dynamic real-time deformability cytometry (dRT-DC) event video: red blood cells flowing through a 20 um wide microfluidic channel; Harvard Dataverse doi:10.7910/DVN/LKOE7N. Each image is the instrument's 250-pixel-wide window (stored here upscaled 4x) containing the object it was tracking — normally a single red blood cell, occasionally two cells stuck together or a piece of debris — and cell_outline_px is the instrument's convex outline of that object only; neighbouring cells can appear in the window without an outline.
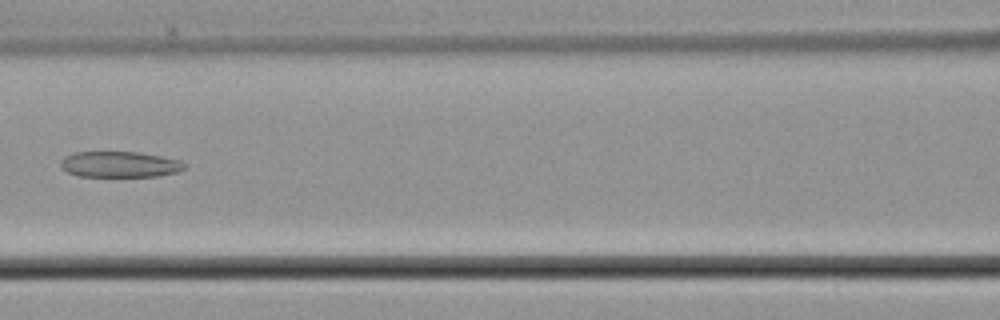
{"species": "common noctule bat (a hibernating species)", "species_latin": "Nyctalus noctula", "temperature_condition": "cold", "stored_images_in_passage": 6, "camera_frame_rate_fps": 3000, "um_per_image_px": 0.085, "animal": {"sex": "male", "body_mass_g": 21.5, "forearm_length_mm": 52.0}, "frame": {"image": 1, "passage_image": 5, "time_ms": 6.0, "image_size_px": [1000, 320], "cell_outline_px": [[188, 168], [176, 172], [156, 176], [80, 176], [68, 172], [60, 164], [64, 156], [76, 152], [140, 152], [180, 160]], "centroid_in_image_um": [10.2, 13.96], "position_along_channel_um": 156.4, "area_um2": 18.5}}
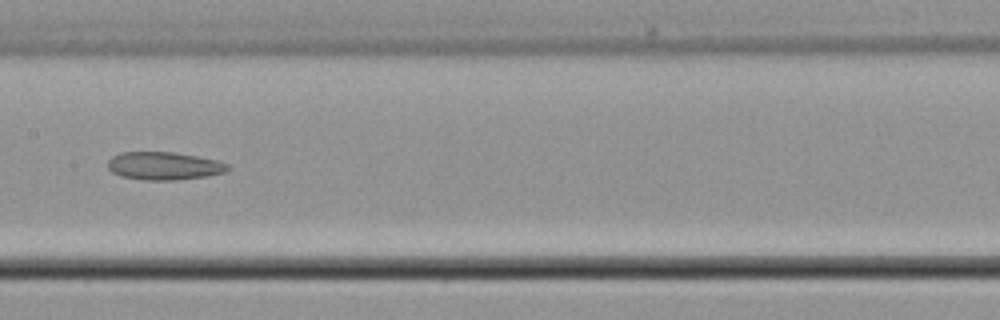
{"frame": {"image": 2, "passage_image": 6, "time_ms": 7.0, "image_size_px": [1000, 320], "cell_outline_px": [[228, 168], [224, 172], [208, 176], [176, 180], [144, 180], [120, 176], [112, 172], [108, 168], [108, 160], [112, 156], [120, 152], [172, 152], [196, 156], [216, 160], [228, 164]], "centroid_in_image_um": [13.9, 14.1], "position_along_channel_um": 193.5, "area_um2": 19.48}}